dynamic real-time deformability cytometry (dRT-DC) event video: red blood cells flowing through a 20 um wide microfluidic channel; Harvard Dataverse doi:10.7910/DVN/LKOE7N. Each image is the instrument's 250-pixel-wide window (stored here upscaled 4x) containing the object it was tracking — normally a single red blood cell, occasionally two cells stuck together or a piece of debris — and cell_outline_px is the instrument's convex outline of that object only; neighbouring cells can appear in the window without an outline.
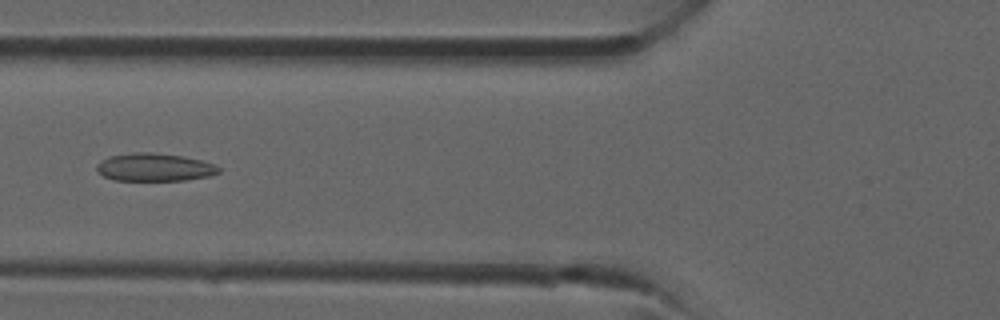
{"species": "common noctule bat (a hibernating species)", "species_latin": "Nyctalus noctula", "temperature_condition": "room temperature", "stored_images_in_passage": 37, "camera_frame_rate_fps": 3000, "um_per_image_px": 0.085, "animal": {"sex": "male", "forearm_length_mm": 52.5}, "frame": {"image": 1, "passage_image": 14, "time_ms": 4.333, "image_size_px": [1000, 320], "cell_outline_px": [[220, 172], [208, 176], [184, 180], [116, 180], [104, 176], [96, 172], [96, 164], [108, 156], [136, 152], [152, 152], [184, 156], [200, 160], [212, 164], [220, 168]], "centroid_in_image_um": [13.09, 14.21], "position_along_channel_um": 112.7, "area_um2": 19.77}}
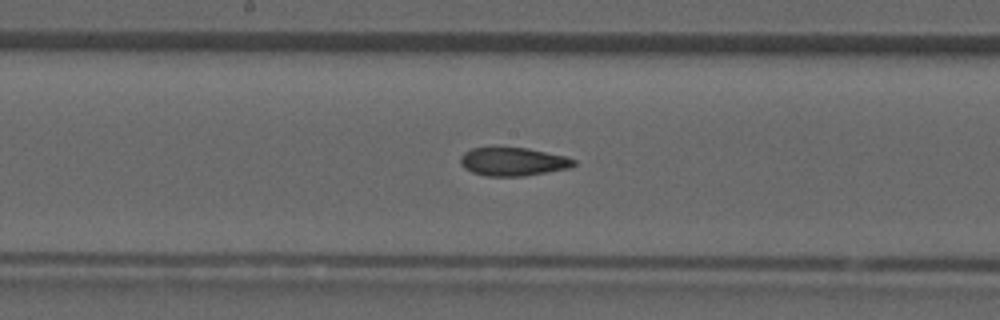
{"frame": {"image": 2, "passage_image": 19, "time_ms": 6.0, "image_size_px": [1000, 320], "cell_outline_px": [[576, 164], [572, 168], [524, 176], [488, 176], [472, 172], [464, 168], [460, 164], [460, 156], [464, 152], [472, 148], [528, 148], [564, 156], [576, 160]], "centroid_in_image_um": [43.62, 13.75], "position_along_channel_um": 204.6, "area_um2": 18.73}}
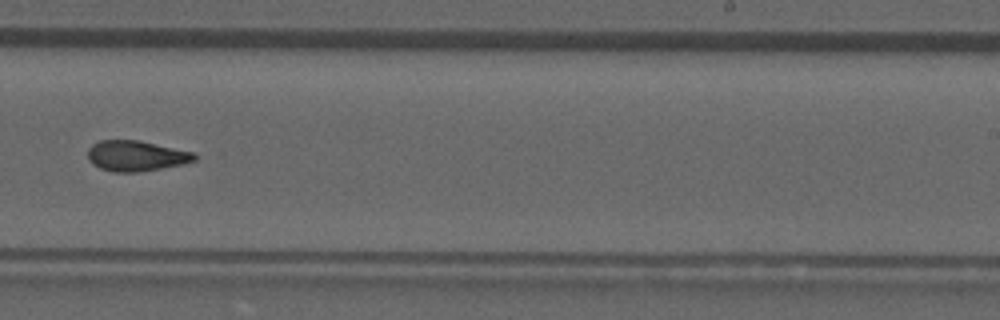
{"frame": {"image": 3, "passage_image": 23, "time_ms": 7.333, "image_size_px": [1000, 320], "cell_outline_px": [[196, 160], [180, 164], [160, 168], [136, 172], [112, 172], [100, 168], [92, 164], [88, 160], [88, 148], [92, 144], [100, 140], [140, 140], [196, 152]], "centroid_in_image_um": [11.55, 13.23], "position_along_channel_um": 277.4, "area_um2": 19.07}}